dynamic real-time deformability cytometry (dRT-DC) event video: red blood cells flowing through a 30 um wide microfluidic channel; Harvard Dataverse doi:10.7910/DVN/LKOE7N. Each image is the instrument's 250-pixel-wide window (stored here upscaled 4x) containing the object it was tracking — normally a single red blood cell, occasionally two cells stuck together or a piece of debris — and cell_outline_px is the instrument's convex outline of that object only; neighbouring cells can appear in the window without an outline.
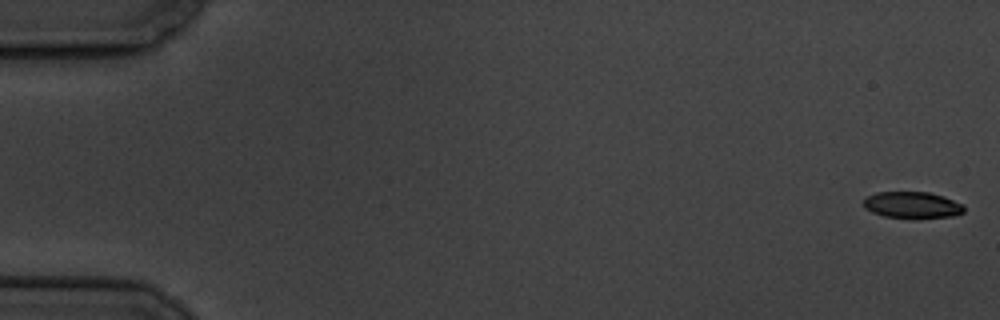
{"species": "common noctule bat (a hibernating species)", "species_latin": "Nyctalus noctula", "temperature_condition": "cold", "stored_images_in_passage": 57, "camera_frame_rate_fps": 3000, "um_per_image_px": 0.085, "animal": {"sex": "male", "body_mass_g": 19.5, "forearm_length_mm": 54.6}, "frame": {"image": 1, "passage_image": 1, "time_ms": 0.0, "image_size_px": [1000, 320], "cell_outline_px": [[964, 212], [956, 216], [912, 220], [884, 216], [872, 212], [864, 208], [864, 196], [876, 192], [928, 192], [944, 196], [964, 204]], "centroid_in_image_um": [77.56, 17.45], "position_along_channel_um": 7.4, "area_um2": 16.18}}
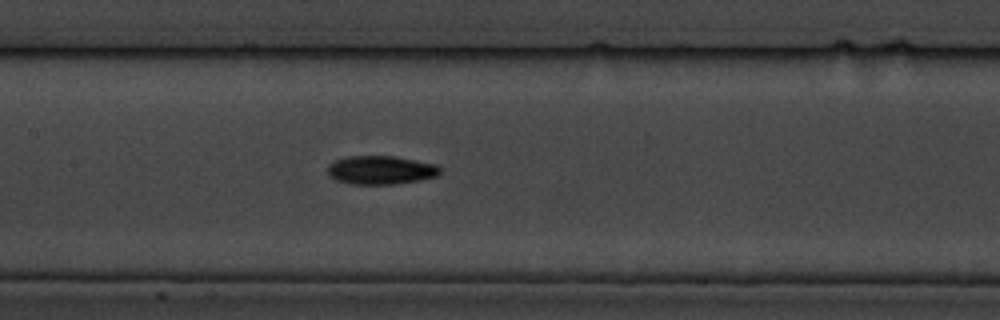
{"frame": {"image": 2, "passage_image": 28, "time_ms": 9.0, "image_size_px": [1000, 320], "cell_outline_px": [[440, 172], [436, 176], [420, 180], [392, 184], [352, 184], [336, 180], [328, 176], [328, 164], [336, 160], [348, 156], [392, 156], [416, 160], [436, 164], [440, 168]], "centroid_in_image_um": [32.34, 14.45], "position_along_channel_um": 175.1, "area_um2": 18.67}}
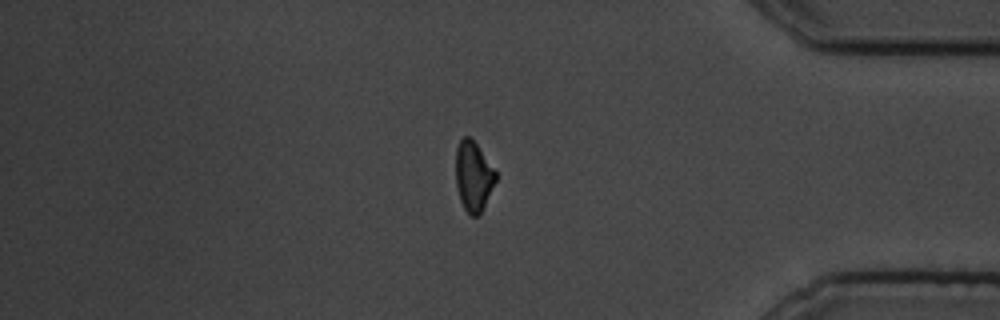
{"frame": {"image": 3, "passage_image": 49, "time_ms": 16.0, "image_size_px": [1000, 320], "cell_outline_px": [[496, 180], [484, 208], [476, 216], [468, 216], [460, 200], [456, 184], [456, 148], [460, 140], [464, 136], [468, 136], [476, 144], [496, 172]], "centroid_in_image_um": [40.23, 15.01], "position_along_channel_um": 395.0, "area_um2": 16.13}}